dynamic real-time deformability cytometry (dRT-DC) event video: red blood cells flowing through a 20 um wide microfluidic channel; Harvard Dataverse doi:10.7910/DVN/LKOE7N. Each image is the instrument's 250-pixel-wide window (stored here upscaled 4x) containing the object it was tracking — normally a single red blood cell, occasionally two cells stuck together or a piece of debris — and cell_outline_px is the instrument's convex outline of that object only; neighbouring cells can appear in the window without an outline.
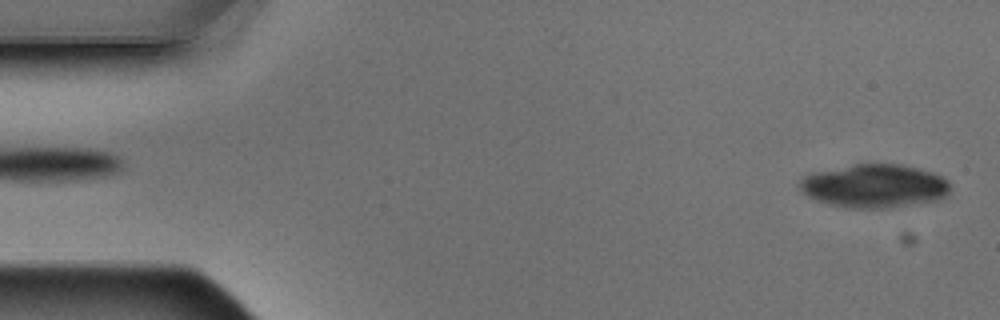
{"species": "Egyptian fruit bat (a non-hibernating species)", "species_latin": "Rousettus aegyptiacus", "temperature_condition": "warm", "stored_images_in_passage": 6, "segment_of_instrument_passage": [2, 2], "camera_frame_rate_fps": 3000, "um_per_image_px": 0.085, "animal": {"sex": "male"}, "frame": {"image": 1, "passage_image": 6, "time_ms": 1.667, "image_size_px": [1000, 320], "cell_outline_px": [[948, 196], [940, 200], [892, 208], [848, 208], [828, 204], [816, 200], [800, 192], [800, 180], [804, 176], [812, 172], [852, 164], [900, 164], [920, 168], [936, 172], [948, 180]], "centroid_in_image_um": [74.34, 15.81], "position_along_channel_um": 10.7, "area_um2": 38.73}}